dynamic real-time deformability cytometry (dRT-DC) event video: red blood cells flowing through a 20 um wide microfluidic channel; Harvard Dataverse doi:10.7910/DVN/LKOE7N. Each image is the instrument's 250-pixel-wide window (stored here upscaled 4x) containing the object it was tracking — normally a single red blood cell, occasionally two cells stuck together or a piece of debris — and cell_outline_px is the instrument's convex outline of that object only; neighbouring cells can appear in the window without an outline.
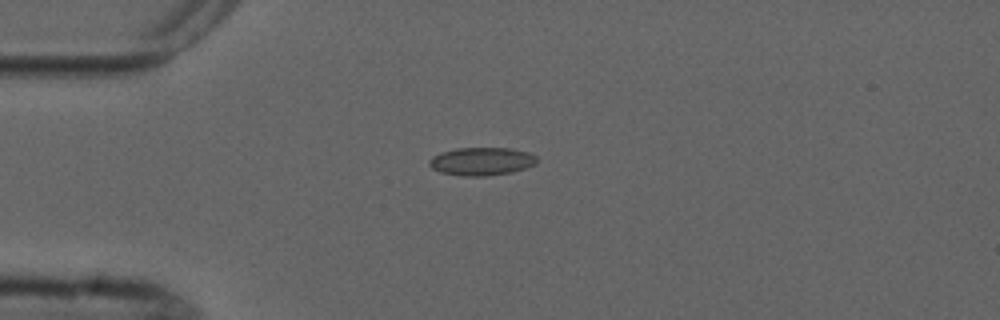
{"species": "common noctule bat (a hibernating species)", "species_latin": "Nyctalus noctula", "temperature_condition": "cold", "stored_images_in_passage": 7, "camera_frame_rate_fps": 3000, "um_per_image_px": 0.085, "animal": {"sex": "male", "forearm_length_mm": 52.5}, "frame": {"image": 1, "passage_image": 4, "time_ms": 3.333, "image_size_px": [1000, 320], "cell_outline_px": [[536, 164], [512, 172], [484, 176], [464, 176], [440, 172], [432, 168], [428, 164], [428, 160], [432, 156], [440, 152], [456, 148], [508, 148], [528, 152], [536, 156]], "centroid_in_image_um": [40.89, 13.71], "position_along_channel_um": 44.1, "area_um2": 17.57}}
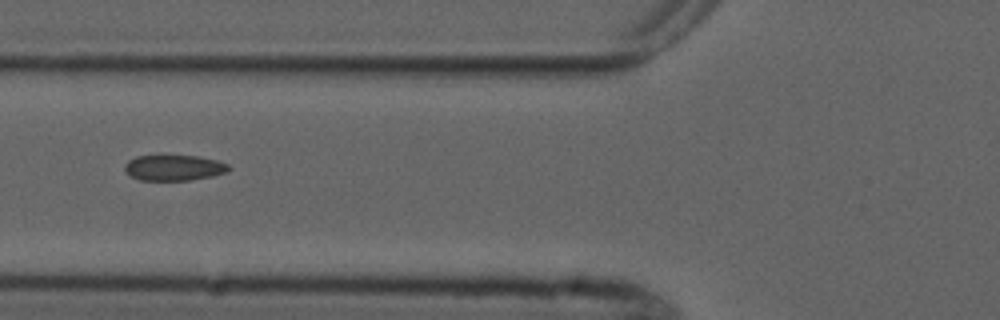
{"frame": {"image": 2, "passage_image": 6, "time_ms": 5.667, "image_size_px": [1000, 320], "cell_outline_px": [[232, 168], [228, 172], [212, 176], [188, 180], [140, 180], [124, 172], [124, 164], [128, 160], [136, 156], [196, 156], [216, 160], [228, 164]], "centroid_in_image_um": [14.78, 14.26], "position_along_channel_um": 111.0, "area_um2": 15.55}}
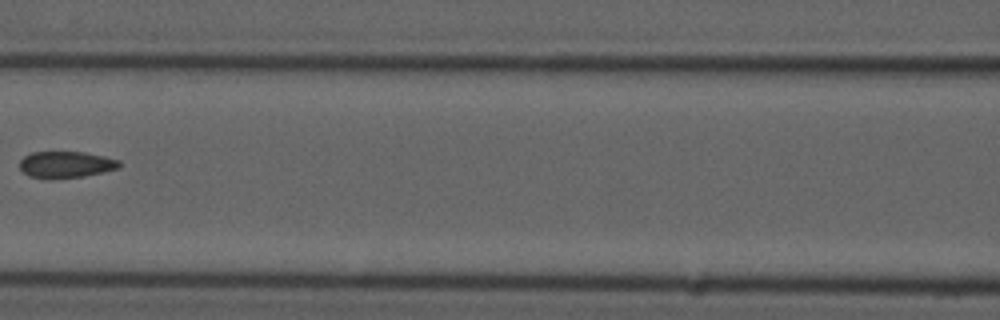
{"frame": {"image": 3, "passage_image": 7, "time_ms": 7.0, "image_size_px": [1000, 320], "cell_outline_px": [[120, 168], [104, 172], [84, 176], [52, 180], [48, 180], [28, 176], [20, 168], [20, 160], [24, 156], [32, 152], [84, 152], [104, 156], [120, 160]], "centroid_in_image_um": [5.6, 14.01], "position_along_channel_um": 161.0, "area_um2": 15.72}}